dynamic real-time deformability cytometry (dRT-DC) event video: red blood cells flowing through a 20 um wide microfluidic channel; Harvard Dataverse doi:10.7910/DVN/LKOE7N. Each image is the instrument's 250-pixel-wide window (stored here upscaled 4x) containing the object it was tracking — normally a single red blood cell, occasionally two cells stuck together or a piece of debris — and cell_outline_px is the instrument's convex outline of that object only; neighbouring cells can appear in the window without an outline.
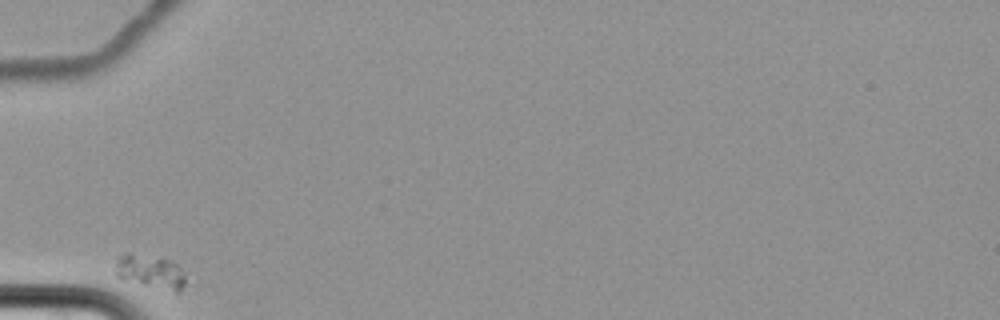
{"species": "common noctule bat (a hibernating species)", "species_latin": "Nyctalus noctula", "temperature_condition": "cold", "stored_images_in_passage": 7, "camera_frame_rate_fps": 3000, "um_per_image_px": 0.085, "animal": {"sex": "female", "body_mass_g": 22.7, "forearm_length_mm": 54.2}, "frame": {"image": 1, "passage_image": 1, "time_ms": 0.0, "image_size_px": [1000, 320], "cell_outline_px": [[184, 284], [180, 292], [176, 292], [120, 280], [116, 276], [116, 260], [124, 252], [128, 252], [168, 260], [176, 264], [184, 272]], "centroid_in_image_um": [12.74, 23.1], "position_along_channel_um": 72.3, "area_um2": 13.81}}
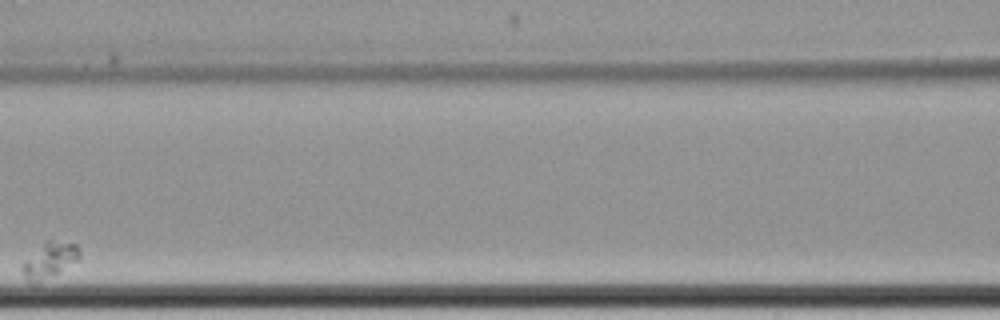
{"frame": {"image": 2, "passage_image": 3, "time_ms": 3.333, "image_size_px": [1000, 320], "cell_outline_px": [[80, 256], [76, 260], [56, 272], [32, 284], [24, 276], [20, 268], [20, 264], [48, 240], [76, 244], [80, 248]], "centroid_in_image_um": [4.18, 22.1], "position_along_channel_um": 162.4, "area_um2": 11.1}}
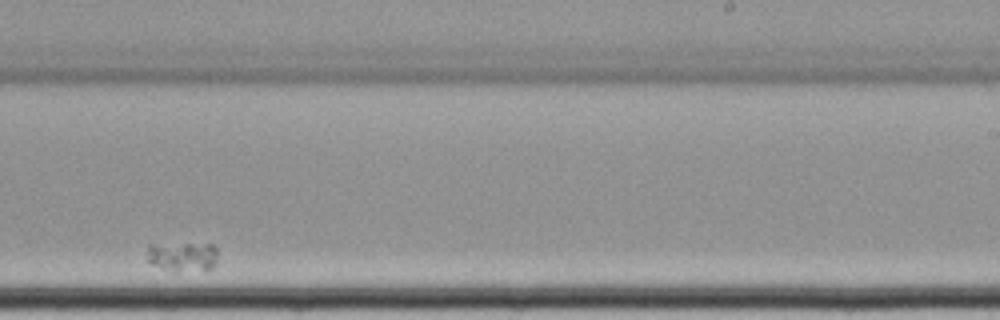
{"frame": {"image": 3, "passage_image": 6, "time_ms": 7.333, "image_size_px": [1000, 320], "cell_outline_px": [[216, 264], [212, 268], [176, 272], [172, 272], [152, 264], [148, 260], [148, 244], [212, 244], [216, 248]], "centroid_in_image_um": [15.51, 21.81], "position_along_channel_um": 273.5, "area_um2": 12.14}}